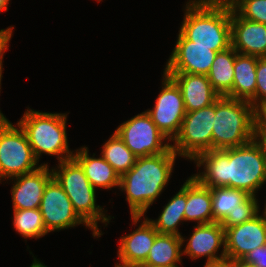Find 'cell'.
<instances>
[{
	"label": "cell",
	"instance_id": "1",
	"mask_svg": "<svg viewBox=\"0 0 266 267\" xmlns=\"http://www.w3.org/2000/svg\"><path fill=\"white\" fill-rule=\"evenodd\" d=\"M203 172L193 174L202 185L240 189L256 196L266 183V160L254 140L227 149H211L194 160Z\"/></svg>",
	"mask_w": 266,
	"mask_h": 267
},
{
	"label": "cell",
	"instance_id": "2",
	"mask_svg": "<svg viewBox=\"0 0 266 267\" xmlns=\"http://www.w3.org/2000/svg\"><path fill=\"white\" fill-rule=\"evenodd\" d=\"M177 156L170 147L162 154L139 157L134 166L120 176L119 190L126 193L133 225L140 222L167 186Z\"/></svg>",
	"mask_w": 266,
	"mask_h": 267
},
{
	"label": "cell",
	"instance_id": "3",
	"mask_svg": "<svg viewBox=\"0 0 266 267\" xmlns=\"http://www.w3.org/2000/svg\"><path fill=\"white\" fill-rule=\"evenodd\" d=\"M179 32L192 45L220 52L231 47V5L189 0Z\"/></svg>",
	"mask_w": 266,
	"mask_h": 267
},
{
	"label": "cell",
	"instance_id": "4",
	"mask_svg": "<svg viewBox=\"0 0 266 267\" xmlns=\"http://www.w3.org/2000/svg\"><path fill=\"white\" fill-rule=\"evenodd\" d=\"M55 168L51 169L52 176L67 194L74 211L92 229L93 237H101L103 234L98 222L107 226L112 218L96 204L97 189L91 185L83 168L74 158L59 162Z\"/></svg>",
	"mask_w": 266,
	"mask_h": 267
},
{
	"label": "cell",
	"instance_id": "5",
	"mask_svg": "<svg viewBox=\"0 0 266 267\" xmlns=\"http://www.w3.org/2000/svg\"><path fill=\"white\" fill-rule=\"evenodd\" d=\"M67 114L34 111L27 108L17 122L25 132L35 158L44 153L56 156L58 162L73 158L66 132Z\"/></svg>",
	"mask_w": 266,
	"mask_h": 267
},
{
	"label": "cell",
	"instance_id": "6",
	"mask_svg": "<svg viewBox=\"0 0 266 267\" xmlns=\"http://www.w3.org/2000/svg\"><path fill=\"white\" fill-rule=\"evenodd\" d=\"M253 106L244 100L220 96L215 101L212 149L242 146L253 140Z\"/></svg>",
	"mask_w": 266,
	"mask_h": 267
},
{
	"label": "cell",
	"instance_id": "7",
	"mask_svg": "<svg viewBox=\"0 0 266 267\" xmlns=\"http://www.w3.org/2000/svg\"><path fill=\"white\" fill-rule=\"evenodd\" d=\"M35 158L27 136L20 125L8 122L0 126V183L1 180L33 172L41 167ZM39 165V166H38Z\"/></svg>",
	"mask_w": 266,
	"mask_h": 267
},
{
	"label": "cell",
	"instance_id": "8",
	"mask_svg": "<svg viewBox=\"0 0 266 267\" xmlns=\"http://www.w3.org/2000/svg\"><path fill=\"white\" fill-rule=\"evenodd\" d=\"M215 118V103L187 112L182 121L179 134L174 138L171 148L180 157L193 161L200 153L212 149V130Z\"/></svg>",
	"mask_w": 266,
	"mask_h": 267
},
{
	"label": "cell",
	"instance_id": "9",
	"mask_svg": "<svg viewBox=\"0 0 266 267\" xmlns=\"http://www.w3.org/2000/svg\"><path fill=\"white\" fill-rule=\"evenodd\" d=\"M115 132L137 158L162 154L171 147L146 111L120 124Z\"/></svg>",
	"mask_w": 266,
	"mask_h": 267
},
{
	"label": "cell",
	"instance_id": "10",
	"mask_svg": "<svg viewBox=\"0 0 266 267\" xmlns=\"http://www.w3.org/2000/svg\"><path fill=\"white\" fill-rule=\"evenodd\" d=\"M213 222L229 228L253 219L260 214L257 196L240 189L211 188Z\"/></svg>",
	"mask_w": 266,
	"mask_h": 267
},
{
	"label": "cell",
	"instance_id": "11",
	"mask_svg": "<svg viewBox=\"0 0 266 267\" xmlns=\"http://www.w3.org/2000/svg\"><path fill=\"white\" fill-rule=\"evenodd\" d=\"M162 88L152 109L146 110L158 129L172 142L179 134L186 108L176 82L165 73Z\"/></svg>",
	"mask_w": 266,
	"mask_h": 267
},
{
	"label": "cell",
	"instance_id": "12",
	"mask_svg": "<svg viewBox=\"0 0 266 267\" xmlns=\"http://www.w3.org/2000/svg\"><path fill=\"white\" fill-rule=\"evenodd\" d=\"M39 210L48 233L80 224L92 230L74 211L67 194L54 178L45 187Z\"/></svg>",
	"mask_w": 266,
	"mask_h": 267
},
{
	"label": "cell",
	"instance_id": "13",
	"mask_svg": "<svg viewBox=\"0 0 266 267\" xmlns=\"http://www.w3.org/2000/svg\"><path fill=\"white\" fill-rule=\"evenodd\" d=\"M218 52L212 47L192 45L180 32L163 73L207 75Z\"/></svg>",
	"mask_w": 266,
	"mask_h": 267
},
{
	"label": "cell",
	"instance_id": "14",
	"mask_svg": "<svg viewBox=\"0 0 266 267\" xmlns=\"http://www.w3.org/2000/svg\"><path fill=\"white\" fill-rule=\"evenodd\" d=\"M225 229V254L229 260L244 257L266 244V217L257 215L253 219Z\"/></svg>",
	"mask_w": 266,
	"mask_h": 267
},
{
	"label": "cell",
	"instance_id": "15",
	"mask_svg": "<svg viewBox=\"0 0 266 267\" xmlns=\"http://www.w3.org/2000/svg\"><path fill=\"white\" fill-rule=\"evenodd\" d=\"M181 236V242H187L182 253L196 260L206 257V262L219 261L226 258L225 254V229L220 223L212 222L197 224L188 241ZM222 251L218 254L220 247Z\"/></svg>",
	"mask_w": 266,
	"mask_h": 267
},
{
	"label": "cell",
	"instance_id": "16",
	"mask_svg": "<svg viewBox=\"0 0 266 267\" xmlns=\"http://www.w3.org/2000/svg\"><path fill=\"white\" fill-rule=\"evenodd\" d=\"M48 164L37 170L10 178L13 210L38 209L47 183L53 178Z\"/></svg>",
	"mask_w": 266,
	"mask_h": 267
},
{
	"label": "cell",
	"instance_id": "17",
	"mask_svg": "<svg viewBox=\"0 0 266 267\" xmlns=\"http://www.w3.org/2000/svg\"><path fill=\"white\" fill-rule=\"evenodd\" d=\"M231 46L237 53L266 57V25L240 17L231 7Z\"/></svg>",
	"mask_w": 266,
	"mask_h": 267
},
{
	"label": "cell",
	"instance_id": "18",
	"mask_svg": "<svg viewBox=\"0 0 266 267\" xmlns=\"http://www.w3.org/2000/svg\"><path fill=\"white\" fill-rule=\"evenodd\" d=\"M138 228L128 235L120 237L118 245V259L114 267H124L135 263H144L154 243L155 237L159 234L149 221L143 217Z\"/></svg>",
	"mask_w": 266,
	"mask_h": 267
},
{
	"label": "cell",
	"instance_id": "19",
	"mask_svg": "<svg viewBox=\"0 0 266 267\" xmlns=\"http://www.w3.org/2000/svg\"><path fill=\"white\" fill-rule=\"evenodd\" d=\"M179 86L187 112L215 103L220 95L213 89L207 75L190 73H165Z\"/></svg>",
	"mask_w": 266,
	"mask_h": 267
},
{
	"label": "cell",
	"instance_id": "20",
	"mask_svg": "<svg viewBox=\"0 0 266 267\" xmlns=\"http://www.w3.org/2000/svg\"><path fill=\"white\" fill-rule=\"evenodd\" d=\"M88 149L86 146L76 149L73 158L81 165L91 185L95 189H119V174L102 156L96 158L95 153L90 156Z\"/></svg>",
	"mask_w": 266,
	"mask_h": 267
},
{
	"label": "cell",
	"instance_id": "21",
	"mask_svg": "<svg viewBox=\"0 0 266 267\" xmlns=\"http://www.w3.org/2000/svg\"><path fill=\"white\" fill-rule=\"evenodd\" d=\"M185 222H213L211 188L202 185L194 176L186 180Z\"/></svg>",
	"mask_w": 266,
	"mask_h": 267
},
{
	"label": "cell",
	"instance_id": "22",
	"mask_svg": "<svg viewBox=\"0 0 266 267\" xmlns=\"http://www.w3.org/2000/svg\"><path fill=\"white\" fill-rule=\"evenodd\" d=\"M258 57L236 53L234 79L229 98L250 101L256 93V66Z\"/></svg>",
	"mask_w": 266,
	"mask_h": 267
},
{
	"label": "cell",
	"instance_id": "23",
	"mask_svg": "<svg viewBox=\"0 0 266 267\" xmlns=\"http://www.w3.org/2000/svg\"><path fill=\"white\" fill-rule=\"evenodd\" d=\"M184 245L180 236L158 234L144 263L153 267H179L178 263L183 265Z\"/></svg>",
	"mask_w": 266,
	"mask_h": 267
},
{
	"label": "cell",
	"instance_id": "24",
	"mask_svg": "<svg viewBox=\"0 0 266 267\" xmlns=\"http://www.w3.org/2000/svg\"><path fill=\"white\" fill-rule=\"evenodd\" d=\"M186 181L175 195L163 207L156 220L149 219L159 234L182 236L178 226L185 221Z\"/></svg>",
	"mask_w": 266,
	"mask_h": 267
},
{
	"label": "cell",
	"instance_id": "25",
	"mask_svg": "<svg viewBox=\"0 0 266 267\" xmlns=\"http://www.w3.org/2000/svg\"><path fill=\"white\" fill-rule=\"evenodd\" d=\"M236 53L232 46L218 52L207 74L213 89L220 96H227L232 91Z\"/></svg>",
	"mask_w": 266,
	"mask_h": 267
},
{
	"label": "cell",
	"instance_id": "26",
	"mask_svg": "<svg viewBox=\"0 0 266 267\" xmlns=\"http://www.w3.org/2000/svg\"><path fill=\"white\" fill-rule=\"evenodd\" d=\"M101 156L114 168L119 176L128 172L137 159L116 132L102 146Z\"/></svg>",
	"mask_w": 266,
	"mask_h": 267
},
{
	"label": "cell",
	"instance_id": "27",
	"mask_svg": "<svg viewBox=\"0 0 266 267\" xmlns=\"http://www.w3.org/2000/svg\"><path fill=\"white\" fill-rule=\"evenodd\" d=\"M13 213L14 229L24 239H39L48 234L39 208L13 210Z\"/></svg>",
	"mask_w": 266,
	"mask_h": 267
},
{
	"label": "cell",
	"instance_id": "28",
	"mask_svg": "<svg viewBox=\"0 0 266 267\" xmlns=\"http://www.w3.org/2000/svg\"><path fill=\"white\" fill-rule=\"evenodd\" d=\"M230 5L240 17L266 25V0H234Z\"/></svg>",
	"mask_w": 266,
	"mask_h": 267
},
{
	"label": "cell",
	"instance_id": "29",
	"mask_svg": "<svg viewBox=\"0 0 266 267\" xmlns=\"http://www.w3.org/2000/svg\"><path fill=\"white\" fill-rule=\"evenodd\" d=\"M266 100V57L258 58L256 66V93L249 101L254 106Z\"/></svg>",
	"mask_w": 266,
	"mask_h": 267
},
{
	"label": "cell",
	"instance_id": "30",
	"mask_svg": "<svg viewBox=\"0 0 266 267\" xmlns=\"http://www.w3.org/2000/svg\"><path fill=\"white\" fill-rule=\"evenodd\" d=\"M254 131H266V100L253 106Z\"/></svg>",
	"mask_w": 266,
	"mask_h": 267
},
{
	"label": "cell",
	"instance_id": "31",
	"mask_svg": "<svg viewBox=\"0 0 266 267\" xmlns=\"http://www.w3.org/2000/svg\"><path fill=\"white\" fill-rule=\"evenodd\" d=\"M244 260L257 267H266V244L249 252Z\"/></svg>",
	"mask_w": 266,
	"mask_h": 267
},
{
	"label": "cell",
	"instance_id": "32",
	"mask_svg": "<svg viewBox=\"0 0 266 267\" xmlns=\"http://www.w3.org/2000/svg\"><path fill=\"white\" fill-rule=\"evenodd\" d=\"M14 26H10L7 29L0 30V74L3 72V56L9 47V42L12 38Z\"/></svg>",
	"mask_w": 266,
	"mask_h": 267
},
{
	"label": "cell",
	"instance_id": "33",
	"mask_svg": "<svg viewBox=\"0 0 266 267\" xmlns=\"http://www.w3.org/2000/svg\"><path fill=\"white\" fill-rule=\"evenodd\" d=\"M253 140L259 146L266 160V131H254Z\"/></svg>",
	"mask_w": 266,
	"mask_h": 267
},
{
	"label": "cell",
	"instance_id": "34",
	"mask_svg": "<svg viewBox=\"0 0 266 267\" xmlns=\"http://www.w3.org/2000/svg\"><path fill=\"white\" fill-rule=\"evenodd\" d=\"M204 267H231L230 260L225 258L214 262H205Z\"/></svg>",
	"mask_w": 266,
	"mask_h": 267
},
{
	"label": "cell",
	"instance_id": "35",
	"mask_svg": "<svg viewBox=\"0 0 266 267\" xmlns=\"http://www.w3.org/2000/svg\"><path fill=\"white\" fill-rule=\"evenodd\" d=\"M231 267H257L254 264L246 262L244 259L230 260Z\"/></svg>",
	"mask_w": 266,
	"mask_h": 267
},
{
	"label": "cell",
	"instance_id": "36",
	"mask_svg": "<svg viewBox=\"0 0 266 267\" xmlns=\"http://www.w3.org/2000/svg\"><path fill=\"white\" fill-rule=\"evenodd\" d=\"M204 3L231 4L234 0H198Z\"/></svg>",
	"mask_w": 266,
	"mask_h": 267
},
{
	"label": "cell",
	"instance_id": "37",
	"mask_svg": "<svg viewBox=\"0 0 266 267\" xmlns=\"http://www.w3.org/2000/svg\"><path fill=\"white\" fill-rule=\"evenodd\" d=\"M2 78H3L2 74H0V92H1V81H2ZM8 122H10V121L4 116V114L0 110V126L6 124Z\"/></svg>",
	"mask_w": 266,
	"mask_h": 267
},
{
	"label": "cell",
	"instance_id": "38",
	"mask_svg": "<svg viewBox=\"0 0 266 267\" xmlns=\"http://www.w3.org/2000/svg\"><path fill=\"white\" fill-rule=\"evenodd\" d=\"M10 0H0V13L8 10Z\"/></svg>",
	"mask_w": 266,
	"mask_h": 267
},
{
	"label": "cell",
	"instance_id": "39",
	"mask_svg": "<svg viewBox=\"0 0 266 267\" xmlns=\"http://www.w3.org/2000/svg\"><path fill=\"white\" fill-rule=\"evenodd\" d=\"M33 262L30 267H47L44 263L40 262L37 258L33 255Z\"/></svg>",
	"mask_w": 266,
	"mask_h": 267
},
{
	"label": "cell",
	"instance_id": "40",
	"mask_svg": "<svg viewBox=\"0 0 266 267\" xmlns=\"http://www.w3.org/2000/svg\"><path fill=\"white\" fill-rule=\"evenodd\" d=\"M124 267H153V266H149L145 263H135V264H131V265H127V266H124Z\"/></svg>",
	"mask_w": 266,
	"mask_h": 267
},
{
	"label": "cell",
	"instance_id": "41",
	"mask_svg": "<svg viewBox=\"0 0 266 267\" xmlns=\"http://www.w3.org/2000/svg\"><path fill=\"white\" fill-rule=\"evenodd\" d=\"M262 214L266 217V200H265L264 211H262Z\"/></svg>",
	"mask_w": 266,
	"mask_h": 267
}]
</instances>
